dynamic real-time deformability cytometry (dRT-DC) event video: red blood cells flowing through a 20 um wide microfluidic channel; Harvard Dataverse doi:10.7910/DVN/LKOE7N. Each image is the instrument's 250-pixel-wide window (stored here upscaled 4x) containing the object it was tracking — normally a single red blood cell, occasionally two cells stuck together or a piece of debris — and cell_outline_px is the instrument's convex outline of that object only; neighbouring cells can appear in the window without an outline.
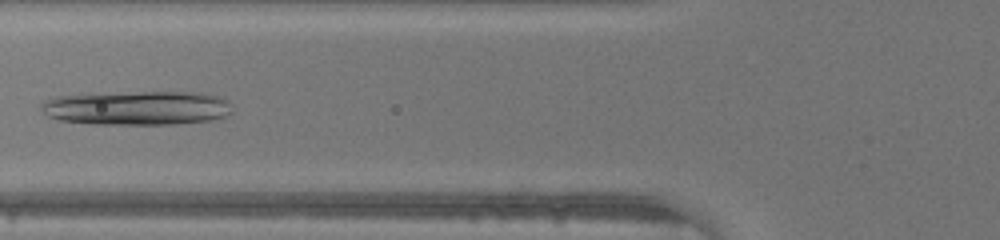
{"species": "human", "species_latin": "Homo sapiens", "temperature_condition": "warm", "stored_images_in_passage": 30, "camera_frame_rate_fps": 3000, "um_per_image_px": 0.085, "donor": {"sex": "male"}, "frame": {"image": 1, "passage_image": 4, "time_ms": 1.0, "image_size_px": [1000, 240], "cell_outline_px": [[232, 112], [228, 116], [212, 120], [176, 124], [96, 124], [60, 120], [48, 116], [40, 108], [40, 104], [44, 100], [56, 96], [140, 92], [200, 92], [220, 96], [228, 100]], "centroid_in_image_um": [11.71, 9.18], "position_along_channel_um": 114.1, "area_um2": 38.09}}
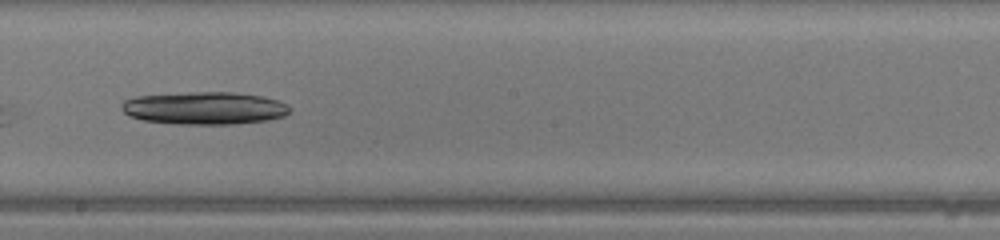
{"frame": {"image": 2, "passage_image": 12, "time_ms": 3.667, "image_size_px": [1000, 240], "cell_outline_px": [[292, 112], [284, 116], [268, 120], [232, 124], [180, 124], [144, 120], [128, 116], [120, 108], [120, 104], [124, 100], [136, 96], [188, 92], [232, 92], [260, 96], [276, 100], [288, 104], [292, 108]], "centroid_in_image_um": [17.38, 9.19], "position_along_channel_um": 230.8, "area_um2": 32.14}}
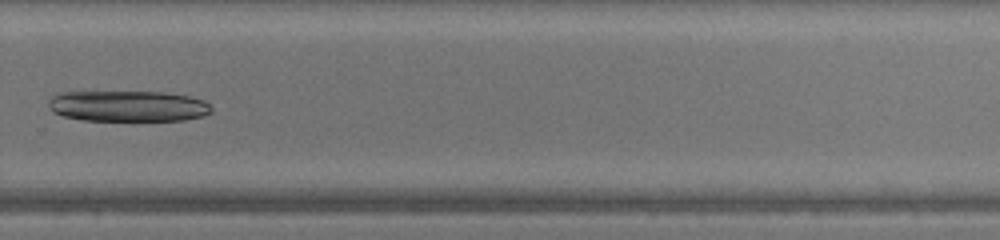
{"frame": {"image": 3, "passage_image": 18, "time_ms": 5.667, "image_size_px": [1000, 240], "cell_outline_px": [[212, 112], [204, 116], [184, 120], [80, 120], [64, 116], [52, 112], [48, 108], [48, 96], [56, 92], [164, 92], [188, 96], [204, 100], [212, 108]], "centroid_in_image_um": [10.82, 9.01], "position_along_channel_um": 319.0, "area_um2": 29.65}}